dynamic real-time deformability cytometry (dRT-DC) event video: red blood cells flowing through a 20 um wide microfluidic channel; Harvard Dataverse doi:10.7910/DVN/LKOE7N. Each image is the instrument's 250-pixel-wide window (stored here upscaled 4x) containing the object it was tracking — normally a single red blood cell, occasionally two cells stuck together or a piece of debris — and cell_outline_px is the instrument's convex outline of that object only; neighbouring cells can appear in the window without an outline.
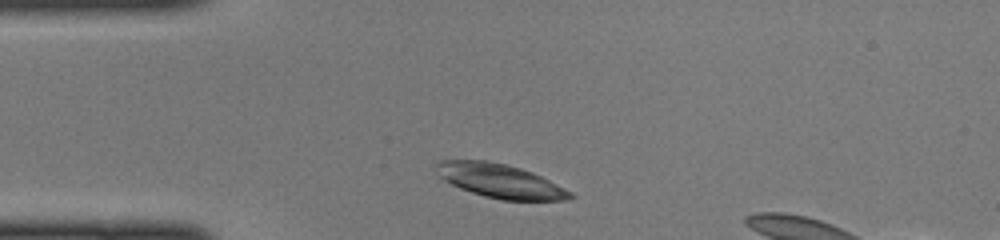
{"species": "common noctule bat (a hibernating species)", "species_latin": "Nyctalus noctula", "temperature_condition": "cold", "stored_images_in_passage": 6, "camera_frame_rate_fps": 3000, "um_per_image_px": 0.085, "animal": {"sex": "female", "body_mass_g": 22.0, "forearm_length_mm": 56.7}, "frame": {"image": 1, "passage_image": 3, "time_ms": 0.667, "image_size_px": [1000, 240], "cell_outline_px": [[576, 196], [568, 200], [500, 200], [484, 196], [460, 188], [444, 180], [440, 176], [436, 164], [436, 160], [484, 160], [508, 164], [532, 172], [572, 192]], "centroid_in_image_um": [42.52, 15.38], "position_along_channel_um": 42.5, "area_um2": 26.3}}